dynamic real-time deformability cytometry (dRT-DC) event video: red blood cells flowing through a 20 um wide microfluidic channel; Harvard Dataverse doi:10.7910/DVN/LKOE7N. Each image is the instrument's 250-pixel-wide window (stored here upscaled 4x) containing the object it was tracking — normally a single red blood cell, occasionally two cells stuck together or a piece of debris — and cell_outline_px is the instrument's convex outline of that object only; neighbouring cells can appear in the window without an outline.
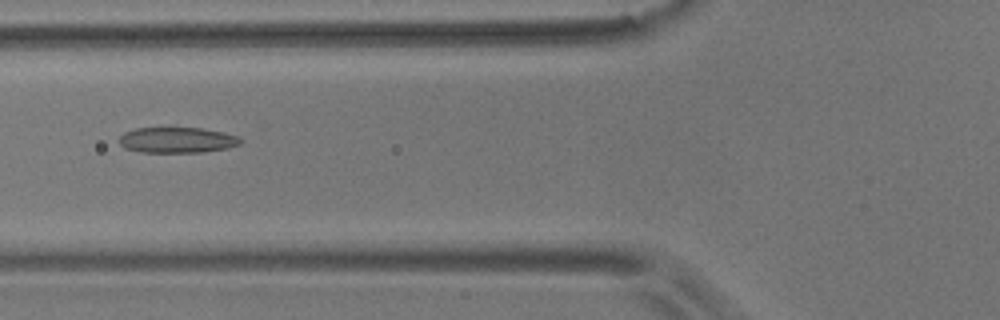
{"species": "common noctule bat (a hibernating species)", "species_latin": "Nyctalus noctula", "temperature_condition": "room temperature", "stored_images_in_passage": 8, "camera_frame_rate_fps": 3000, "um_per_image_px": 0.085, "animal": {"sex": "male", "body_mass_g": 17.9}, "frame": {"image": 1, "passage_image": 3, "time_ms": 2.333, "image_size_px": [1000, 320], "cell_outline_px": [[244, 140], [240, 144], [228, 148], [200, 152], [140, 152], [124, 148], [120, 144], [120, 136], [124, 132], [136, 128], [200, 128], [224, 132], [236, 136]], "centroid_in_image_um": [15.06, 11.9], "position_along_channel_um": 110.7, "area_um2": 18.09}}
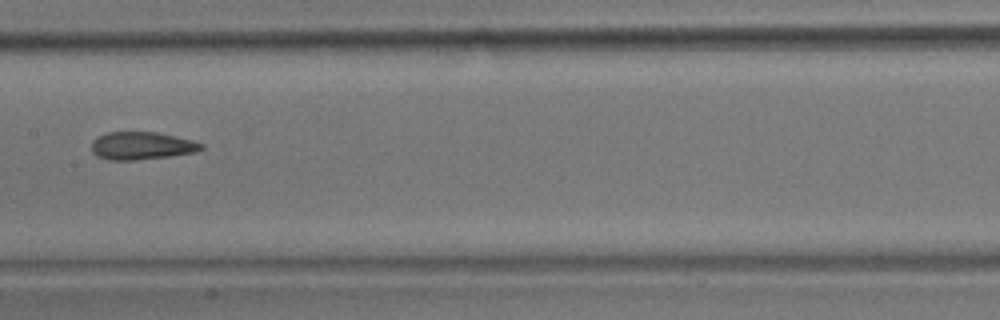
{"frame": {"image": 2, "passage_image": 5, "time_ms": 4.667, "image_size_px": [1000, 320], "cell_outline_px": [[204, 148], [196, 152], [168, 156], [132, 160], [108, 160], [96, 156], [92, 152], [92, 140], [96, 136], [108, 132], [156, 132], [192, 140], [204, 144]], "centroid_in_image_um": [12.01, 12.38], "position_along_channel_um": 195.4, "area_um2": 17.74}}
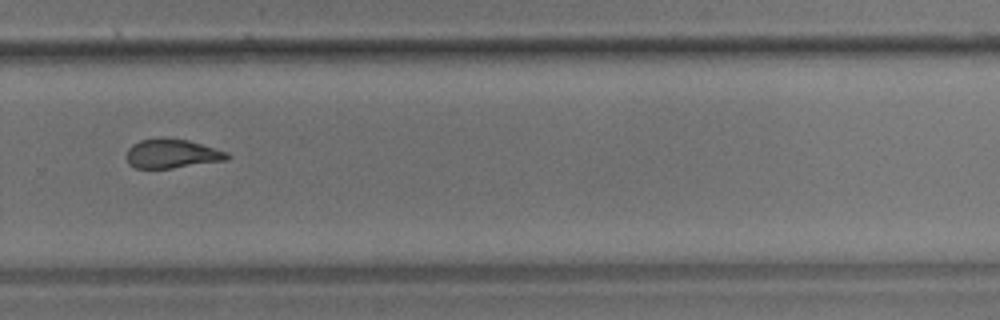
{"frame": {"image": 3, "passage_image": 8, "time_ms": 8.0, "image_size_px": [1000, 320], "cell_outline_px": [[232, 156], [228, 160], [172, 168], [136, 168], [128, 164], [128, 148], [132, 144], [140, 140], [188, 140], [228, 152]], "centroid_in_image_um": [14.67, 13.1], "position_along_channel_um": 315.1, "area_um2": 16.59}}